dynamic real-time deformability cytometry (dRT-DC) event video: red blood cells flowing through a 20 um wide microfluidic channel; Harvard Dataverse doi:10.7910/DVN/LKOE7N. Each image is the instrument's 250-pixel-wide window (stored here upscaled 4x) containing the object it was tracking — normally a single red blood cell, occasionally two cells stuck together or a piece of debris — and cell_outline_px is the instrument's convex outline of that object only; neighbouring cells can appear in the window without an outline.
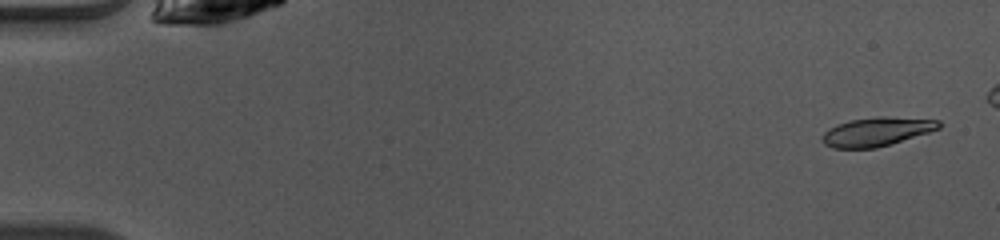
{"species": "common noctule bat (a hibernating species)", "species_latin": "Nyctalus noctula", "temperature_condition": "warm", "stored_images_in_passage": 43, "camera_frame_rate_fps": 3000, "um_per_image_px": 0.085, "animal": {"sex": "female", "body_mass_g": 10.0, "forearm_length_mm": 53.1}, "frame": {"image": 1, "passage_image": 1, "time_ms": 0.0, "image_size_px": [1000, 240], "cell_outline_px": [[940, 128], [928, 132], [876, 148], [832, 148], [824, 144], [820, 140], [820, 136], [828, 128], [852, 120], [876, 116], [884, 116], [940, 120]], "centroid_in_image_um": [74.46, 11.19], "position_along_channel_um": 10.5, "area_um2": 19.42}}
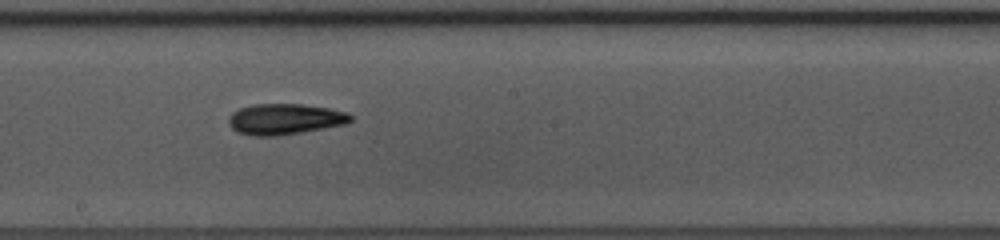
{"frame": {"image": 2, "passage_image": 26, "time_ms": 8.333, "image_size_px": [1000, 240], "cell_outline_px": [[352, 120], [344, 124], [324, 128], [276, 136], [252, 136], [236, 132], [228, 124], [228, 116], [232, 112], [240, 108], [252, 104], [300, 104], [328, 108], [348, 112], [352, 116]], "centroid_in_image_um": [24.16, 10.12], "position_along_channel_um": 224.0, "area_um2": 21.96}}
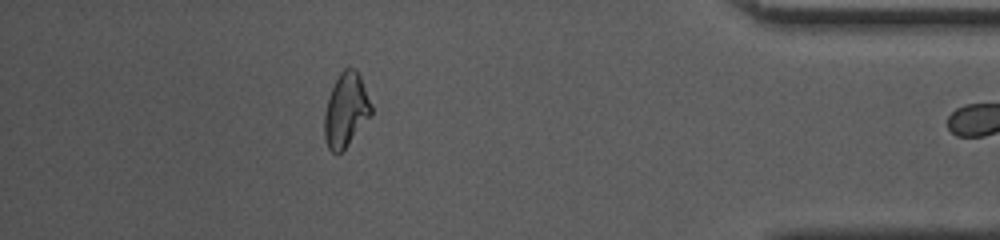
{"frame": {"image": 3, "passage_image": 42, "time_ms": 13.667, "image_size_px": [1000, 240], "cell_outline_px": [[372, 116], [344, 148], [340, 152], [332, 152], [328, 148], [324, 140], [324, 112], [328, 96], [340, 72], [344, 68], [356, 68], [360, 76], [372, 104]], "centroid_in_image_um": [29.4, 9.34], "position_along_channel_um": 405.8, "area_um2": 20.23}}